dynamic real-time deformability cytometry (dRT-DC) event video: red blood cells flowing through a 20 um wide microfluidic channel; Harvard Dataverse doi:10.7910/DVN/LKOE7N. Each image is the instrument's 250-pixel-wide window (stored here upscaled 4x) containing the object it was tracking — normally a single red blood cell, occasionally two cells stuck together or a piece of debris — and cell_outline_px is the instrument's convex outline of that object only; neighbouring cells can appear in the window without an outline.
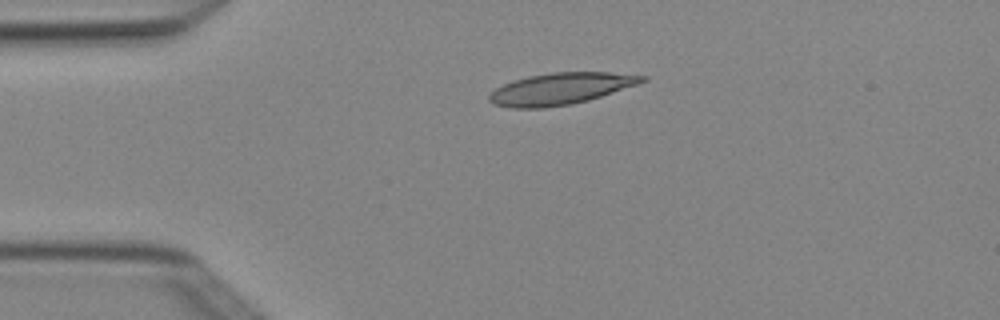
{"species": "Egyptian fruit bat (a non-hibernating species)", "species_latin": "Rousettus aegyptiacus", "temperature_condition": "cold", "stored_images_in_passage": 4, "camera_frame_rate_fps": 3000, "um_per_image_px": 0.085, "animal": {"sex": "female"}, "frame": {"image": 1, "passage_image": 3, "time_ms": 0.667, "image_size_px": [1000, 320], "cell_outline_px": [[648, 80], [640, 84], [588, 100], [568, 104], [544, 108], [512, 108], [492, 104], [488, 100], [488, 96], [496, 88], [512, 80], [528, 76], [552, 72], [608, 72], [648, 76]], "centroid_in_image_um": [47.66, 7.53], "position_along_channel_um": 37.3, "area_um2": 28.26}}